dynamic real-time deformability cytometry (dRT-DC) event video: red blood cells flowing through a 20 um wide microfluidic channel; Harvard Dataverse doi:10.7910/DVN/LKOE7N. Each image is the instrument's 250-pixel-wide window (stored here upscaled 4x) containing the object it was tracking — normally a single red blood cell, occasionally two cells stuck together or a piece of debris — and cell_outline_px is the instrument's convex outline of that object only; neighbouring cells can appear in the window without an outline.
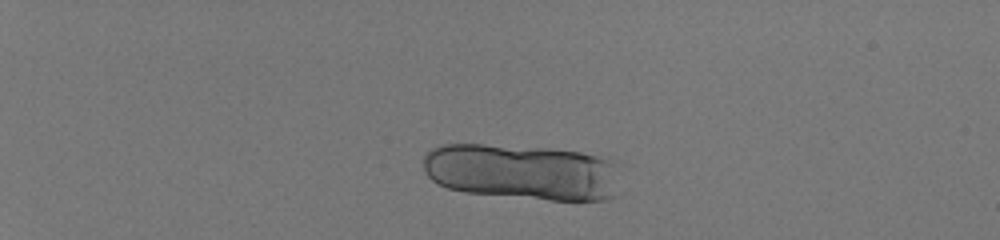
{"species": "human", "species_latin": "Homo sapiens", "temperature_condition": "room temperature", "stored_images_in_passage": 22, "camera_frame_rate_fps": 3000, "um_per_image_px": 0.085, "donor": {"sex": "male"}, "frame": {"image": 1, "passage_image": 12, "time_ms": 3.667, "image_size_px": [1000, 240], "cell_outline_px": [[616, 196], [604, 200], [552, 200], [464, 192], [448, 188], [432, 180], [424, 172], [424, 156], [432, 148], [440, 144], [484, 144], [548, 148], [580, 152], [596, 156], [608, 160], [612, 164]], "centroid_in_image_um": [44.28, 14.61], "position_along_channel_um": 40.7, "area_um2": 63.75}}